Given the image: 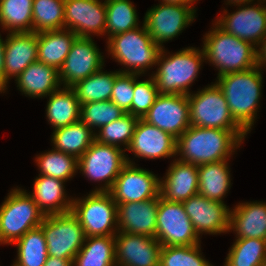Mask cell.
I'll use <instances>...</instances> for the list:
<instances>
[{"mask_svg":"<svg viewBox=\"0 0 266 266\" xmlns=\"http://www.w3.org/2000/svg\"><path fill=\"white\" fill-rule=\"evenodd\" d=\"M245 136V130L190 126L177 139L176 155H180L177 159L197 166L229 160Z\"/></svg>","mask_w":266,"mask_h":266,"instance_id":"cell-1","label":"cell"},{"mask_svg":"<svg viewBox=\"0 0 266 266\" xmlns=\"http://www.w3.org/2000/svg\"><path fill=\"white\" fill-rule=\"evenodd\" d=\"M262 67L217 76L215 81L221 88L234 120L250 133L259 108L262 90Z\"/></svg>","mask_w":266,"mask_h":266,"instance_id":"cell-2","label":"cell"},{"mask_svg":"<svg viewBox=\"0 0 266 266\" xmlns=\"http://www.w3.org/2000/svg\"><path fill=\"white\" fill-rule=\"evenodd\" d=\"M204 61L203 49L182 48L169 56L163 47L157 59V71L151 74L158 92L189 95V86L196 80Z\"/></svg>","mask_w":266,"mask_h":266,"instance_id":"cell-3","label":"cell"},{"mask_svg":"<svg viewBox=\"0 0 266 266\" xmlns=\"http://www.w3.org/2000/svg\"><path fill=\"white\" fill-rule=\"evenodd\" d=\"M203 37L205 60L218 69V76L257 66L256 47L225 32L216 23Z\"/></svg>","mask_w":266,"mask_h":266,"instance_id":"cell-4","label":"cell"},{"mask_svg":"<svg viewBox=\"0 0 266 266\" xmlns=\"http://www.w3.org/2000/svg\"><path fill=\"white\" fill-rule=\"evenodd\" d=\"M108 54L124 65L120 73L145 74L147 69L156 66L162 48L157 45L144 24L126 32L115 34L108 38Z\"/></svg>","mask_w":266,"mask_h":266,"instance_id":"cell-5","label":"cell"},{"mask_svg":"<svg viewBox=\"0 0 266 266\" xmlns=\"http://www.w3.org/2000/svg\"><path fill=\"white\" fill-rule=\"evenodd\" d=\"M45 218L26 190L11 189L0 206V244H13Z\"/></svg>","mask_w":266,"mask_h":266,"instance_id":"cell-6","label":"cell"},{"mask_svg":"<svg viewBox=\"0 0 266 266\" xmlns=\"http://www.w3.org/2000/svg\"><path fill=\"white\" fill-rule=\"evenodd\" d=\"M71 212L78 218L86 237L118 233L117 203L109 192L91 191L85 198H73Z\"/></svg>","mask_w":266,"mask_h":266,"instance_id":"cell-7","label":"cell"},{"mask_svg":"<svg viewBox=\"0 0 266 266\" xmlns=\"http://www.w3.org/2000/svg\"><path fill=\"white\" fill-rule=\"evenodd\" d=\"M187 96L190 126L244 130L232 117L224 93L216 82Z\"/></svg>","mask_w":266,"mask_h":266,"instance_id":"cell-8","label":"cell"},{"mask_svg":"<svg viewBox=\"0 0 266 266\" xmlns=\"http://www.w3.org/2000/svg\"><path fill=\"white\" fill-rule=\"evenodd\" d=\"M125 150L102 144L94 140L87 151L78 159V170L94 182H104V186L92 192H109L123 167L128 163ZM106 181V182H105Z\"/></svg>","mask_w":266,"mask_h":266,"instance_id":"cell-9","label":"cell"},{"mask_svg":"<svg viewBox=\"0 0 266 266\" xmlns=\"http://www.w3.org/2000/svg\"><path fill=\"white\" fill-rule=\"evenodd\" d=\"M40 227L47 243V255L59 259L73 261L86 239L83 227L71 211L46 215Z\"/></svg>","mask_w":266,"mask_h":266,"instance_id":"cell-10","label":"cell"},{"mask_svg":"<svg viewBox=\"0 0 266 266\" xmlns=\"http://www.w3.org/2000/svg\"><path fill=\"white\" fill-rule=\"evenodd\" d=\"M155 238L162 246H193L201 242L182 202L167 201L160 195Z\"/></svg>","mask_w":266,"mask_h":266,"instance_id":"cell-11","label":"cell"},{"mask_svg":"<svg viewBox=\"0 0 266 266\" xmlns=\"http://www.w3.org/2000/svg\"><path fill=\"white\" fill-rule=\"evenodd\" d=\"M195 15L194 6L161 3L145 13L143 24L153 41L163 48V43L182 33Z\"/></svg>","mask_w":266,"mask_h":266,"instance_id":"cell-12","label":"cell"},{"mask_svg":"<svg viewBox=\"0 0 266 266\" xmlns=\"http://www.w3.org/2000/svg\"><path fill=\"white\" fill-rule=\"evenodd\" d=\"M109 191L117 203L141 202L160 195V178L135 166L129 158Z\"/></svg>","mask_w":266,"mask_h":266,"instance_id":"cell-13","label":"cell"},{"mask_svg":"<svg viewBox=\"0 0 266 266\" xmlns=\"http://www.w3.org/2000/svg\"><path fill=\"white\" fill-rule=\"evenodd\" d=\"M265 1L258 0V5L254 3L251 6V3H248L242 7L238 6V10L233 13H228L226 9L215 23L225 32L250 42L257 48L266 36V5H261Z\"/></svg>","mask_w":266,"mask_h":266,"instance_id":"cell-14","label":"cell"},{"mask_svg":"<svg viewBox=\"0 0 266 266\" xmlns=\"http://www.w3.org/2000/svg\"><path fill=\"white\" fill-rule=\"evenodd\" d=\"M142 119L178 139L190 127L188 96L159 93Z\"/></svg>","mask_w":266,"mask_h":266,"instance_id":"cell-15","label":"cell"},{"mask_svg":"<svg viewBox=\"0 0 266 266\" xmlns=\"http://www.w3.org/2000/svg\"><path fill=\"white\" fill-rule=\"evenodd\" d=\"M92 38L77 37L59 69V79L64 87H72L77 82L104 69V56Z\"/></svg>","mask_w":266,"mask_h":266,"instance_id":"cell-16","label":"cell"},{"mask_svg":"<svg viewBox=\"0 0 266 266\" xmlns=\"http://www.w3.org/2000/svg\"><path fill=\"white\" fill-rule=\"evenodd\" d=\"M64 10V29L73 31L81 38H92L93 33L105 34V1L65 0Z\"/></svg>","mask_w":266,"mask_h":266,"instance_id":"cell-17","label":"cell"},{"mask_svg":"<svg viewBox=\"0 0 266 266\" xmlns=\"http://www.w3.org/2000/svg\"><path fill=\"white\" fill-rule=\"evenodd\" d=\"M182 204L199 238L203 233L216 235L230 232V209L225 203L197 194Z\"/></svg>","mask_w":266,"mask_h":266,"instance_id":"cell-18","label":"cell"},{"mask_svg":"<svg viewBox=\"0 0 266 266\" xmlns=\"http://www.w3.org/2000/svg\"><path fill=\"white\" fill-rule=\"evenodd\" d=\"M161 248L156 238L118 232L115 235L116 266H160Z\"/></svg>","mask_w":266,"mask_h":266,"instance_id":"cell-19","label":"cell"},{"mask_svg":"<svg viewBox=\"0 0 266 266\" xmlns=\"http://www.w3.org/2000/svg\"><path fill=\"white\" fill-rule=\"evenodd\" d=\"M177 139L139 118L133 138L126 149L137 158L159 159L176 156Z\"/></svg>","mask_w":266,"mask_h":266,"instance_id":"cell-20","label":"cell"},{"mask_svg":"<svg viewBox=\"0 0 266 266\" xmlns=\"http://www.w3.org/2000/svg\"><path fill=\"white\" fill-rule=\"evenodd\" d=\"M159 196L141 202L117 204L118 232L155 238Z\"/></svg>","mask_w":266,"mask_h":266,"instance_id":"cell-21","label":"cell"},{"mask_svg":"<svg viewBox=\"0 0 266 266\" xmlns=\"http://www.w3.org/2000/svg\"><path fill=\"white\" fill-rule=\"evenodd\" d=\"M4 48L5 92L9 79H16L31 63L37 61V33H8Z\"/></svg>","mask_w":266,"mask_h":266,"instance_id":"cell-22","label":"cell"},{"mask_svg":"<svg viewBox=\"0 0 266 266\" xmlns=\"http://www.w3.org/2000/svg\"><path fill=\"white\" fill-rule=\"evenodd\" d=\"M160 179V196L171 202H184L198 194V166L173 160L165 177Z\"/></svg>","mask_w":266,"mask_h":266,"instance_id":"cell-23","label":"cell"},{"mask_svg":"<svg viewBox=\"0 0 266 266\" xmlns=\"http://www.w3.org/2000/svg\"><path fill=\"white\" fill-rule=\"evenodd\" d=\"M229 230L236 238L266 240V202L238 203L230 210Z\"/></svg>","mask_w":266,"mask_h":266,"instance_id":"cell-24","label":"cell"},{"mask_svg":"<svg viewBox=\"0 0 266 266\" xmlns=\"http://www.w3.org/2000/svg\"><path fill=\"white\" fill-rule=\"evenodd\" d=\"M64 181L38 175L33 187V193L29 195L38 205L44 215L63 214L72 210L73 198H67Z\"/></svg>","mask_w":266,"mask_h":266,"instance_id":"cell-25","label":"cell"},{"mask_svg":"<svg viewBox=\"0 0 266 266\" xmlns=\"http://www.w3.org/2000/svg\"><path fill=\"white\" fill-rule=\"evenodd\" d=\"M15 81L18 90L31 98L47 97L61 86L59 71L39 61L31 63Z\"/></svg>","mask_w":266,"mask_h":266,"instance_id":"cell-26","label":"cell"},{"mask_svg":"<svg viewBox=\"0 0 266 266\" xmlns=\"http://www.w3.org/2000/svg\"><path fill=\"white\" fill-rule=\"evenodd\" d=\"M77 37L73 31L68 29L37 33V61L59 71Z\"/></svg>","mask_w":266,"mask_h":266,"instance_id":"cell-27","label":"cell"},{"mask_svg":"<svg viewBox=\"0 0 266 266\" xmlns=\"http://www.w3.org/2000/svg\"><path fill=\"white\" fill-rule=\"evenodd\" d=\"M228 160L198 166V194L222 202L231 187Z\"/></svg>","mask_w":266,"mask_h":266,"instance_id":"cell-28","label":"cell"},{"mask_svg":"<svg viewBox=\"0 0 266 266\" xmlns=\"http://www.w3.org/2000/svg\"><path fill=\"white\" fill-rule=\"evenodd\" d=\"M80 103L72 87L57 89L49 95L46 108L48 122L53 130L80 121Z\"/></svg>","mask_w":266,"mask_h":266,"instance_id":"cell-29","label":"cell"},{"mask_svg":"<svg viewBox=\"0 0 266 266\" xmlns=\"http://www.w3.org/2000/svg\"><path fill=\"white\" fill-rule=\"evenodd\" d=\"M51 140L55 150L79 159L95 140V131L78 121L53 130Z\"/></svg>","mask_w":266,"mask_h":266,"instance_id":"cell-30","label":"cell"},{"mask_svg":"<svg viewBox=\"0 0 266 266\" xmlns=\"http://www.w3.org/2000/svg\"><path fill=\"white\" fill-rule=\"evenodd\" d=\"M73 266H116L115 236L86 237Z\"/></svg>","mask_w":266,"mask_h":266,"instance_id":"cell-31","label":"cell"},{"mask_svg":"<svg viewBox=\"0 0 266 266\" xmlns=\"http://www.w3.org/2000/svg\"><path fill=\"white\" fill-rule=\"evenodd\" d=\"M119 73L120 71L105 72L101 69L72 86L80 105L110 100L115 77Z\"/></svg>","mask_w":266,"mask_h":266,"instance_id":"cell-32","label":"cell"},{"mask_svg":"<svg viewBox=\"0 0 266 266\" xmlns=\"http://www.w3.org/2000/svg\"><path fill=\"white\" fill-rule=\"evenodd\" d=\"M33 0H0V25L9 33L33 32Z\"/></svg>","mask_w":266,"mask_h":266,"instance_id":"cell-33","label":"cell"},{"mask_svg":"<svg viewBox=\"0 0 266 266\" xmlns=\"http://www.w3.org/2000/svg\"><path fill=\"white\" fill-rule=\"evenodd\" d=\"M13 244L17 245V259L12 266H44L48 249L40 226L29 230Z\"/></svg>","mask_w":266,"mask_h":266,"instance_id":"cell-34","label":"cell"},{"mask_svg":"<svg viewBox=\"0 0 266 266\" xmlns=\"http://www.w3.org/2000/svg\"><path fill=\"white\" fill-rule=\"evenodd\" d=\"M107 38L139 27L137 10L130 0H105Z\"/></svg>","mask_w":266,"mask_h":266,"instance_id":"cell-35","label":"cell"},{"mask_svg":"<svg viewBox=\"0 0 266 266\" xmlns=\"http://www.w3.org/2000/svg\"><path fill=\"white\" fill-rule=\"evenodd\" d=\"M266 260V240L236 238L224 266H261Z\"/></svg>","mask_w":266,"mask_h":266,"instance_id":"cell-36","label":"cell"},{"mask_svg":"<svg viewBox=\"0 0 266 266\" xmlns=\"http://www.w3.org/2000/svg\"><path fill=\"white\" fill-rule=\"evenodd\" d=\"M35 161L40 170L39 175L57 178L65 183L78 171V159L75 156L55 149L38 155Z\"/></svg>","mask_w":266,"mask_h":266,"instance_id":"cell-37","label":"cell"},{"mask_svg":"<svg viewBox=\"0 0 266 266\" xmlns=\"http://www.w3.org/2000/svg\"><path fill=\"white\" fill-rule=\"evenodd\" d=\"M65 0H33V32L64 29Z\"/></svg>","mask_w":266,"mask_h":266,"instance_id":"cell-38","label":"cell"},{"mask_svg":"<svg viewBox=\"0 0 266 266\" xmlns=\"http://www.w3.org/2000/svg\"><path fill=\"white\" fill-rule=\"evenodd\" d=\"M138 120L139 117L126 113L121 118L100 127L98 133L95 132V140L117 147L122 145L126 147L124 148L126 151L133 138Z\"/></svg>","mask_w":266,"mask_h":266,"instance_id":"cell-39","label":"cell"},{"mask_svg":"<svg viewBox=\"0 0 266 266\" xmlns=\"http://www.w3.org/2000/svg\"><path fill=\"white\" fill-rule=\"evenodd\" d=\"M125 114L111 100L84 103L80 107V121L92 131L121 118Z\"/></svg>","mask_w":266,"mask_h":266,"instance_id":"cell-40","label":"cell"},{"mask_svg":"<svg viewBox=\"0 0 266 266\" xmlns=\"http://www.w3.org/2000/svg\"><path fill=\"white\" fill-rule=\"evenodd\" d=\"M200 246H162L160 266H213L202 256Z\"/></svg>","mask_w":266,"mask_h":266,"instance_id":"cell-41","label":"cell"},{"mask_svg":"<svg viewBox=\"0 0 266 266\" xmlns=\"http://www.w3.org/2000/svg\"><path fill=\"white\" fill-rule=\"evenodd\" d=\"M139 76L134 74V97L131 103L130 114L143 118L154 104L159 92L152 75L147 80L137 81Z\"/></svg>","mask_w":266,"mask_h":266,"instance_id":"cell-42","label":"cell"},{"mask_svg":"<svg viewBox=\"0 0 266 266\" xmlns=\"http://www.w3.org/2000/svg\"><path fill=\"white\" fill-rule=\"evenodd\" d=\"M134 97V74L119 73L115 77L110 100L125 113L130 114Z\"/></svg>","mask_w":266,"mask_h":266,"instance_id":"cell-43","label":"cell"},{"mask_svg":"<svg viewBox=\"0 0 266 266\" xmlns=\"http://www.w3.org/2000/svg\"><path fill=\"white\" fill-rule=\"evenodd\" d=\"M5 41L0 35V93H5V67H4V48Z\"/></svg>","mask_w":266,"mask_h":266,"instance_id":"cell-44","label":"cell"},{"mask_svg":"<svg viewBox=\"0 0 266 266\" xmlns=\"http://www.w3.org/2000/svg\"><path fill=\"white\" fill-rule=\"evenodd\" d=\"M257 47L259 48H256L257 65L263 68L266 65V36L261 40Z\"/></svg>","mask_w":266,"mask_h":266,"instance_id":"cell-45","label":"cell"},{"mask_svg":"<svg viewBox=\"0 0 266 266\" xmlns=\"http://www.w3.org/2000/svg\"><path fill=\"white\" fill-rule=\"evenodd\" d=\"M44 266H73V261L70 259H59L54 256H47Z\"/></svg>","mask_w":266,"mask_h":266,"instance_id":"cell-46","label":"cell"},{"mask_svg":"<svg viewBox=\"0 0 266 266\" xmlns=\"http://www.w3.org/2000/svg\"><path fill=\"white\" fill-rule=\"evenodd\" d=\"M161 1V0H160ZM198 0H162L160 3L177 4L182 6H193Z\"/></svg>","mask_w":266,"mask_h":266,"instance_id":"cell-47","label":"cell"},{"mask_svg":"<svg viewBox=\"0 0 266 266\" xmlns=\"http://www.w3.org/2000/svg\"><path fill=\"white\" fill-rule=\"evenodd\" d=\"M254 0H227L228 5L242 6L244 4L252 3Z\"/></svg>","mask_w":266,"mask_h":266,"instance_id":"cell-48","label":"cell"},{"mask_svg":"<svg viewBox=\"0 0 266 266\" xmlns=\"http://www.w3.org/2000/svg\"><path fill=\"white\" fill-rule=\"evenodd\" d=\"M261 266H266V260L263 262V264Z\"/></svg>","mask_w":266,"mask_h":266,"instance_id":"cell-49","label":"cell"}]
</instances>
